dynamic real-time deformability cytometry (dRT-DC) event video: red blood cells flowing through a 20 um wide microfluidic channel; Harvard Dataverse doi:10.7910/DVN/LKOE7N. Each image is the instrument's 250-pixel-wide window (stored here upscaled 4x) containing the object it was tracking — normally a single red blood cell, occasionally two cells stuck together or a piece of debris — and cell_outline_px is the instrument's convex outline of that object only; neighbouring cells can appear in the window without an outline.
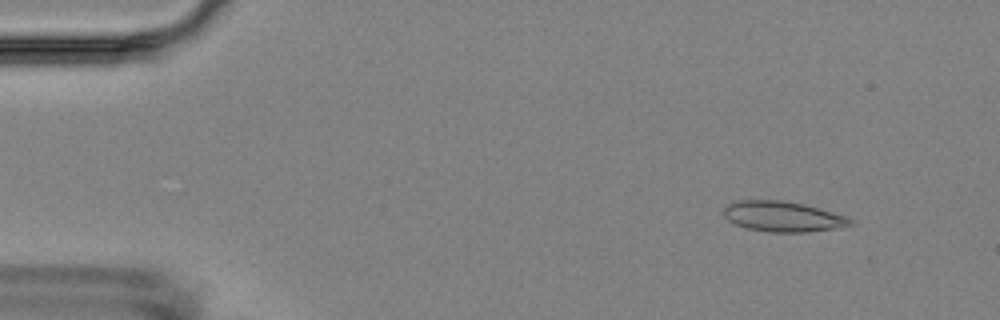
{"species": "Egyptian fruit bat (a non-hibernating species)", "species_latin": "Rousettus aegyptiacus", "temperature_condition": "room temperature", "stored_images_in_passage": 4, "camera_frame_rate_fps": 3000, "um_per_image_px": 0.085, "animal": {"sex": "female"}, "frame": {"image": 1, "passage_image": 2, "time_ms": 1.333, "image_size_px": [1000, 320], "cell_outline_px": [[852, 224], [832, 228], [808, 232], [768, 232], [748, 228], [736, 224], [728, 220], [724, 216], [724, 208], [728, 204], [736, 200], [784, 200], [804, 204], [832, 212], [844, 216], [852, 220]], "centroid_in_image_um": [66.48, 18.39], "position_along_channel_um": 18.5, "area_um2": 22.14}}